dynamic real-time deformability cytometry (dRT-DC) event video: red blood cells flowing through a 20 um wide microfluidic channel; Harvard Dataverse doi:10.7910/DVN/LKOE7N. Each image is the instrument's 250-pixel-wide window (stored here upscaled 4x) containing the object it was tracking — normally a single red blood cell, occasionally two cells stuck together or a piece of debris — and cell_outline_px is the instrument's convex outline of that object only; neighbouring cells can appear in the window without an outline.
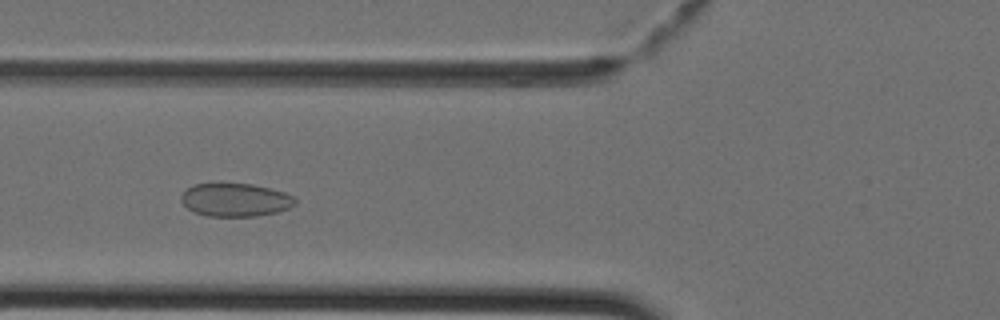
{"species": "Egyptian fruit bat (a non-hibernating species)", "species_latin": "Rousettus aegyptiacus", "temperature_condition": "cold", "stored_images_in_passage": 40, "camera_frame_rate_fps": 3000, "um_per_image_px": 0.085, "animal": {"sex": "female"}, "frame": {"image": 1, "passage_image": 16, "time_ms": 5.0, "image_size_px": [1000, 320], "cell_outline_px": [[296, 204], [288, 208], [276, 212], [256, 216], [208, 216], [192, 212], [180, 200], [180, 196], [192, 184], [220, 180], [252, 184], [272, 188], [284, 192], [292, 196], [296, 200]], "centroid_in_image_um": [19.95, 16.93], "position_along_channel_um": 105.8, "area_um2": 22.89}}
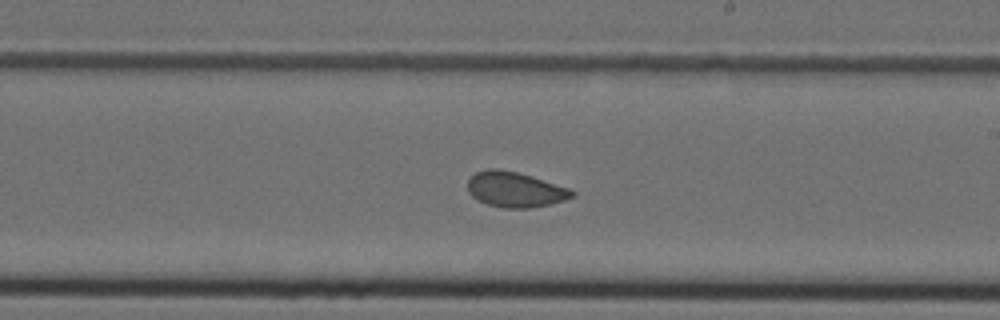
{"frame": {"image": 2, "passage_image": 25, "time_ms": 8.0, "image_size_px": [1000, 320], "cell_outline_px": [[576, 192], [572, 196], [564, 200], [552, 204], [532, 208], [504, 208], [488, 204], [476, 200], [468, 192], [468, 180], [476, 172], [488, 168], [500, 168], [532, 176], [568, 188]], "centroid_in_image_um": [43.76, 16.11], "position_along_channel_um": 245.2, "area_um2": 21.5}}
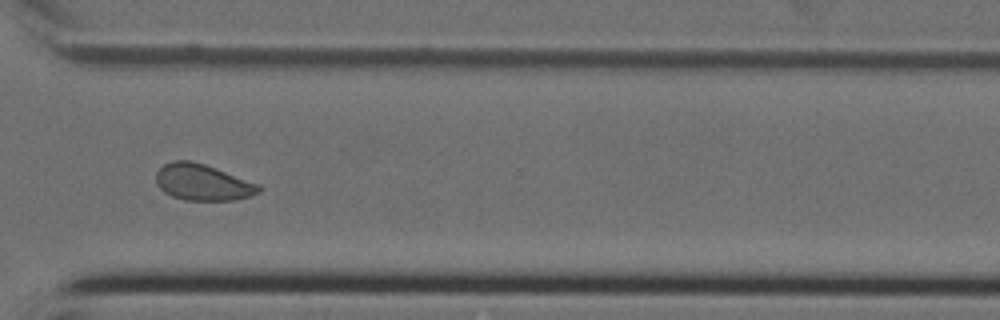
{"frame": {"image": 3, "passage_image": 32, "time_ms": 10.333, "image_size_px": [1000, 320], "cell_outline_px": [[264, 188], [260, 192], [236, 200], [184, 200], [172, 196], [164, 192], [156, 184], [156, 172], [164, 164], [172, 160], [188, 160], [204, 164], [216, 168], [260, 184]], "centroid_in_image_um": [17.24, 15.5], "position_along_channel_um": 353.4, "area_um2": 21.85}}